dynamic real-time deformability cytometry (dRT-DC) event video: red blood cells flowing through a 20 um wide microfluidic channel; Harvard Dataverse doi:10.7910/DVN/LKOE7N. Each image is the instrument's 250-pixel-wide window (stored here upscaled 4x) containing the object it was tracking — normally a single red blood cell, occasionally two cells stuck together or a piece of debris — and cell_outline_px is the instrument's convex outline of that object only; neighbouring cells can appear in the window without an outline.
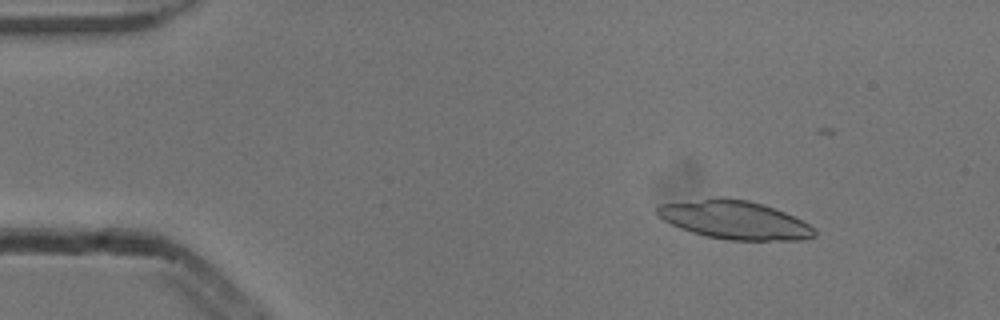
{"species": "common noctule bat (a hibernating species)", "species_latin": "Nyctalus noctula", "temperature_condition": "cold", "stored_images_in_passage": 4, "camera_frame_rate_fps": 3000, "um_per_image_px": 0.085, "animal": {"sex": "male", "body_mass_g": 13.3}, "frame": {"image": 1, "passage_image": 1, "time_ms": 0.0, "image_size_px": [1000, 320], "cell_outline_px": [[816, 236], [804, 240], [728, 240], [704, 236], [680, 228], [656, 216], [656, 204], [716, 196], [724, 196], [748, 200], [764, 204], [784, 212], [808, 224], [816, 232]], "centroid_in_image_um": [62.37, 18.67], "position_along_channel_um": 22.6, "area_um2": 35.66}}